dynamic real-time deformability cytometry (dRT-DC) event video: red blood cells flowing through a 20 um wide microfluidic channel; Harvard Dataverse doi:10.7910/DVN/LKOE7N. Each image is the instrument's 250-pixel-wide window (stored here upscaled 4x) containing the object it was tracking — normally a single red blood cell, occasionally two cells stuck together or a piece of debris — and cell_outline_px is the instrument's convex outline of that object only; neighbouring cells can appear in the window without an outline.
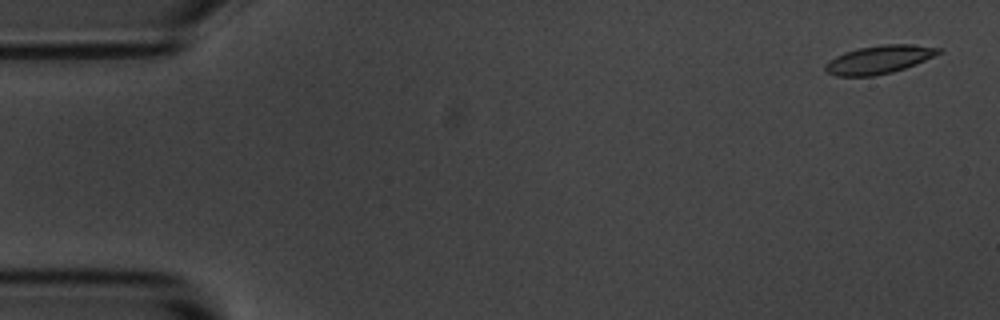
{"species": "common noctule bat (a hibernating species)", "species_latin": "Nyctalus noctula", "temperature_condition": "room temperature", "stored_images_in_passage": 5, "camera_frame_rate_fps": 3000, "um_per_image_px": 0.085, "animal": {"sex": "male", "body_mass_g": 20.1, "forearm_length_mm": 53.5}, "frame": {"image": 1, "passage_image": 1, "time_ms": 0.0, "image_size_px": [1000, 320], "cell_outline_px": [[944, 52], [916, 64], [892, 72], [872, 76], [836, 76], [828, 72], [824, 68], [824, 64], [836, 56], [844, 52], [860, 48], [884, 44], [912, 44], [944, 48]], "centroid_in_image_um": [74.77, 5.05], "position_along_channel_um": 10.2, "area_um2": 18.67}}
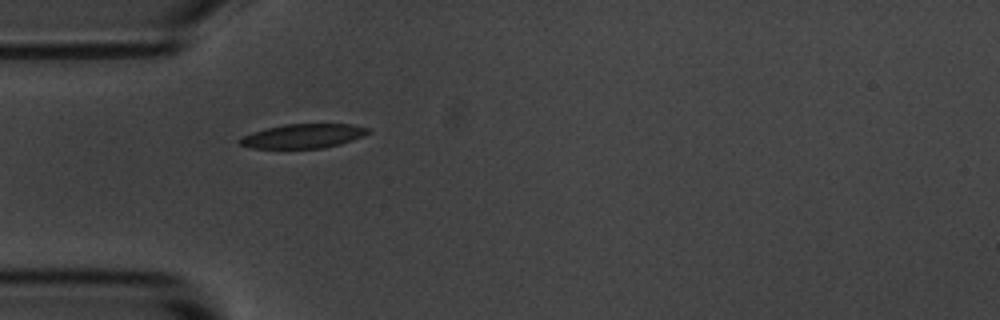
{"frame": {"image": 2, "passage_image": 5, "time_ms": 1.333, "image_size_px": [1000, 320], "cell_outline_px": [[372, 132], [364, 136], [340, 144], [324, 148], [252, 148], [240, 144], [236, 140], [252, 132], [284, 124], [352, 124], [372, 128]], "centroid_in_image_um": [25.83, 11.56], "position_along_channel_um": 59.2, "area_um2": 18.21}}